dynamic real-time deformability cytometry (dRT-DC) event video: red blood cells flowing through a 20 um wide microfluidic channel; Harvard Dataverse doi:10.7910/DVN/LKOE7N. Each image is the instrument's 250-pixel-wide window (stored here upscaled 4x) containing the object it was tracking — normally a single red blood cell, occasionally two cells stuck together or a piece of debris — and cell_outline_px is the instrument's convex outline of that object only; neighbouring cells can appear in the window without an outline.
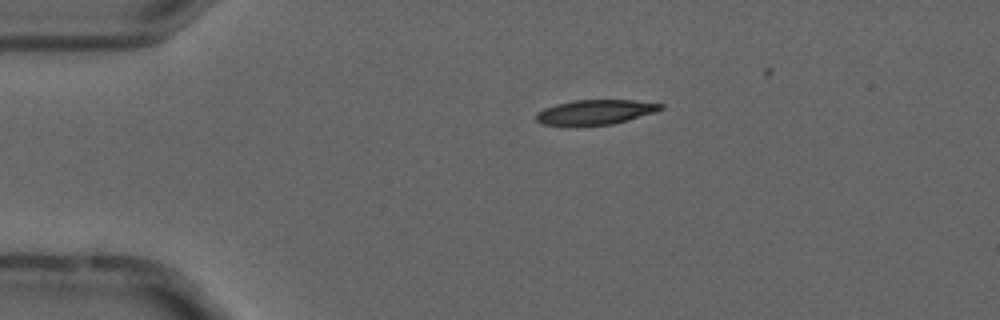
{"species": "common noctule bat (a hibernating species)", "species_latin": "Nyctalus noctula", "temperature_condition": "cold", "stored_images_in_passage": 7, "camera_frame_rate_fps": 3000, "um_per_image_px": 0.085, "animal": {"sex": "male", "forearm_length_mm": 52.5}, "frame": {"image": 1, "passage_image": 4, "time_ms": 1.0, "image_size_px": [1000, 320], "cell_outline_px": [[664, 108], [656, 112], [628, 120], [612, 124], [576, 128], [540, 124], [536, 120], [536, 112], [544, 108], [556, 104], [576, 100], [632, 100], [664, 104]], "centroid_in_image_um": [50.55, 9.57], "position_along_channel_um": 34.5, "area_um2": 18.67}}